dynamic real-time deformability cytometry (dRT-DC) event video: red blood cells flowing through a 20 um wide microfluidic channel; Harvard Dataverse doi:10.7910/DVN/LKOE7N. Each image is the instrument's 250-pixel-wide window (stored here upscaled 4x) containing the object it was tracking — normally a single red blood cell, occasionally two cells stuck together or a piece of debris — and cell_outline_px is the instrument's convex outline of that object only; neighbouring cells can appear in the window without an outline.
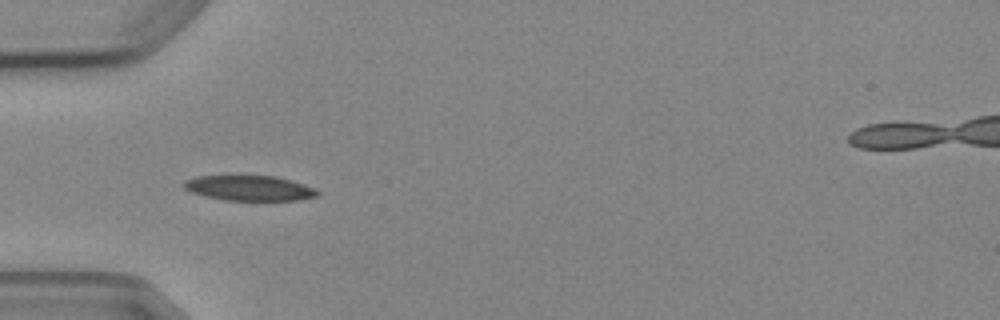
{"species": "Egyptian fruit bat (a non-hibernating species)", "species_latin": "Rousettus aegyptiacus", "temperature_condition": "cold", "stored_images_in_passage": 6, "camera_frame_rate_fps": 3000, "um_per_image_px": 0.085, "animal": {"sex": "female"}, "frame": {"image": 1, "passage_image": 5, "time_ms": 4.667, "image_size_px": [1000, 320], "cell_outline_px": [[320, 192], [316, 196], [300, 200], [224, 200], [204, 196], [192, 192], [184, 188], [184, 180], [196, 176], [276, 176], [292, 180], [316, 188]], "centroid_in_image_um": [21.22, 15.99], "position_along_channel_um": 63.8, "area_um2": 19.59}}
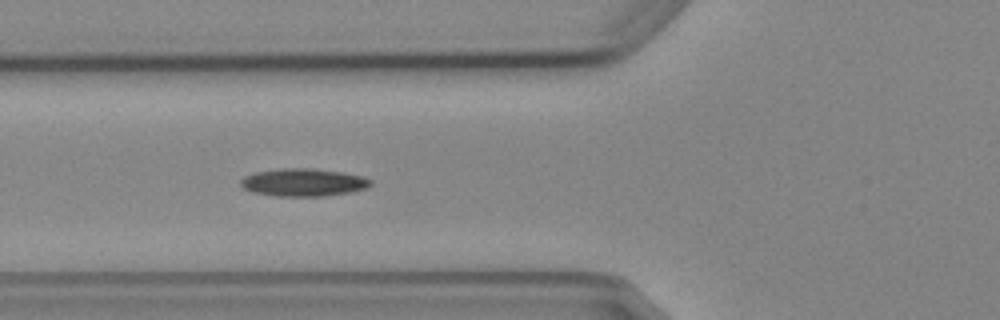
{"frame": {"image": 2, "passage_image": 6, "time_ms": 5.667, "image_size_px": [1000, 320], "cell_outline_px": [[372, 184], [368, 188], [348, 192], [324, 196], [276, 196], [252, 192], [244, 188], [240, 184], [240, 180], [244, 176], [256, 172], [280, 168], [312, 168], [344, 172], [364, 176], [372, 180]], "centroid_in_image_um": [25.81, 15.49], "position_along_channel_um": 100.0, "area_um2": 21.15}}